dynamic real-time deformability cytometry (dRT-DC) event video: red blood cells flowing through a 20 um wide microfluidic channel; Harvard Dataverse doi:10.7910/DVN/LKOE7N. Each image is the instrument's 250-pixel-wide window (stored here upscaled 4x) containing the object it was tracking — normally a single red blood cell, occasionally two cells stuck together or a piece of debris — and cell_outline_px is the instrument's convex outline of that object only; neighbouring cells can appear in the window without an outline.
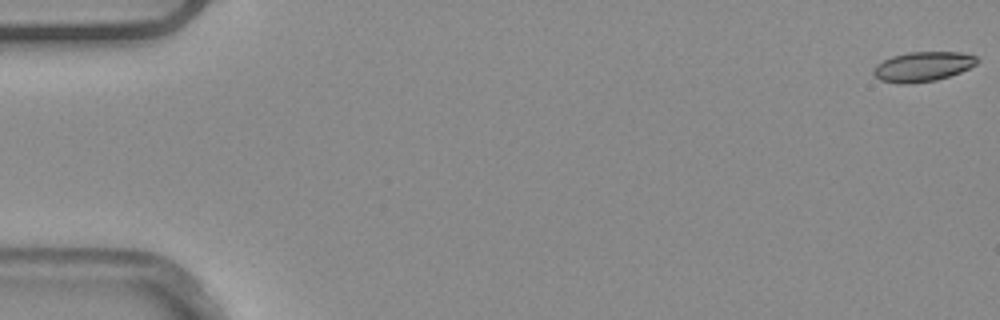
{"species": "common noctule bat (a hibernating species)", "species_latin": "Nyctalus noctula", "temperature_condition": "warm", "stored_images_in_passage": 12, "camera_frame_rate_fps": 3000, "um_per_image_px": 0.085, "animal": {"sex": "male", "body_mass_g": 20.4}, "frame": {"image": 1, "passage_image": 1, "time_ms": 0.0, "image_size_px": [1000, 320], "cell_outline_px": [[980, 60], [976, 64], [960, 72], [936, 80], [908, 84], [900, 84], [880, 80], [872, 72], [872, 68], [876, 64], [892, 56], [908, 52], [960, 52], [976, 56]], "centroid_in_image_um": [78.42, 5.66], "position_along_channel_um": 6.6, "area_um2": 17.98}}